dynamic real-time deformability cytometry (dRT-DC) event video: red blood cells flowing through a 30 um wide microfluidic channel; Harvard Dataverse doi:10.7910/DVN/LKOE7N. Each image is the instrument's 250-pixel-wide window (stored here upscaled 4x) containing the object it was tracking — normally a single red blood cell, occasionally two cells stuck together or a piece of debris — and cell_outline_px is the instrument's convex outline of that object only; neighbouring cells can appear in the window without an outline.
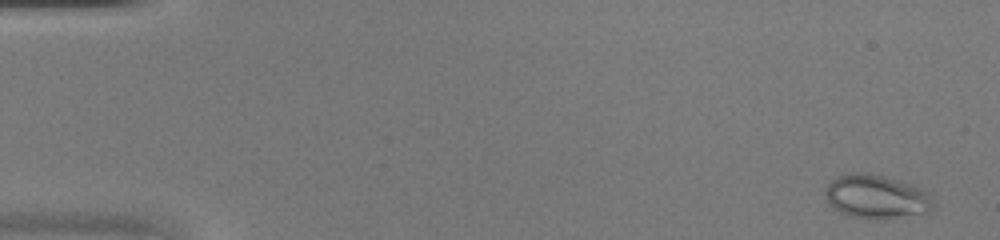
{"species": "common noctule bat (a hibernating species)", "species_latin": "Nyctalus noctula", "temperature_condition": "warm", "stored_images_in_passage": 48, "camera_frame_rate_fps": 3000, "um_per_image_px": 0.085, "animal": {"sex": "female", "body_mass_g": 20.0, "forearm_length_mm": 54.0}, "frame": {"image": 1, "passage_image": 3, "time_ms": 0.667, "image_size_px": [1000, 240], "cell_outline_px": [[932, 208], [928, 212], [884, 220], [872, 220], [852, 216], [840, 212], [832, 208], [828, 204], [824, 192], [828, 184], [836, 176], [852, 172], [864, 172], [884, 176], [912, 184], [928, 192], [932, 200]], "centroid_in_image_um": [74.46, 16.73], "position_along_channel_um": 10.5, "area_um2": 27.86}}
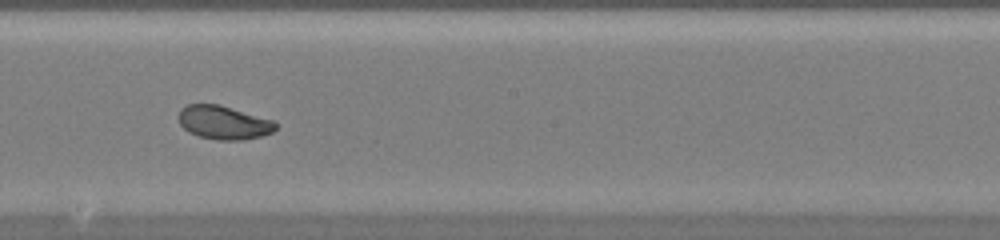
{"frame": {"image": 2, "passage_image": 28, "time_ms": 9.0, "image_size_px": [1000, 240], "cell_outline_px": [[276, 128], [272, 132], [260, 136], [244, 140], [216, 140], [200, 136], [188, 132], [180, 124], [180, 108], [188, 104], [220, 104], [272, 120], [276, 124]], "centroid_in_image_um": [19.0, 10.41], "position_along_channel_um": 229.2, "area_um2": 18.84}}
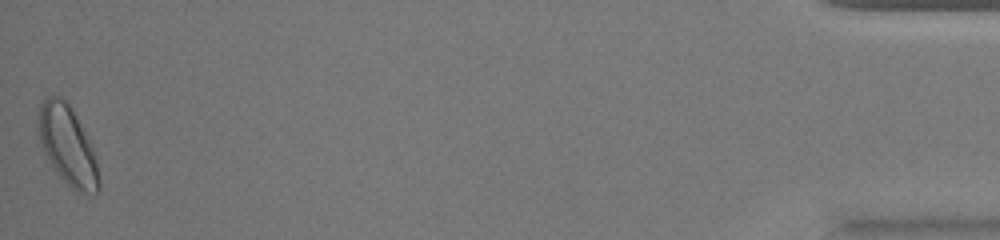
{"frame": {"image": 3, "passage_image": 48, "time_ms": 15.667, "image_size_px": [1000, 240], "cell_outline_px": [[100, 188], [96, 192], [80, 192], [72, 188], [60, 176], [44, 152], [40, 144], [40, 104], [48, 96], [60, 96], [68, 104], [84, 132], [92, 148], [96, 160], [100, 180]], "centroid_in_image_um": [5.76, 12.39], "position_along_channel_um": 429.4, "area_um2": 26.7}}